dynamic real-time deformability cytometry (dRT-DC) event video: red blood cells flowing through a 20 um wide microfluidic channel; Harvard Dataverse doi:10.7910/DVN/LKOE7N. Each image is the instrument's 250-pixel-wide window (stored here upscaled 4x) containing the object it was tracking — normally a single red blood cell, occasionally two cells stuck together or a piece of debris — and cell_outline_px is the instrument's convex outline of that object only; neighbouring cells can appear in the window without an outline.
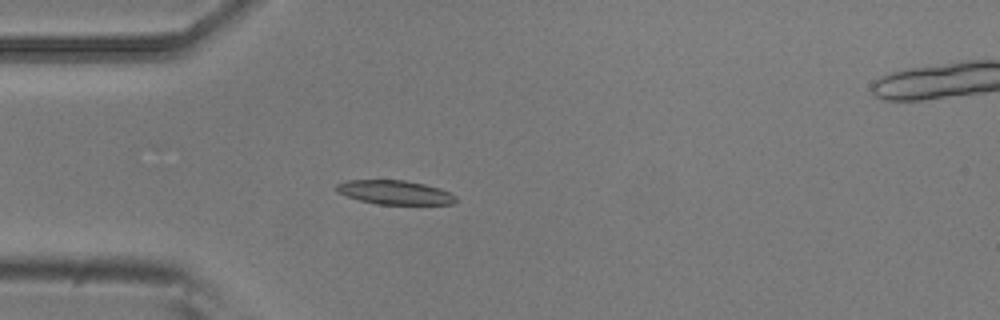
{"species": "common noctule bat (a hibernating species)", "species_latin": "Nyctalus noctula", "temperature_condition": "room temperature", "stored_images_in_passage": 4, "camera_frame_rate_fps": 3000, "um_per_image_px": 0.085, "animal": {"sex": "male", "body_mass_g": 20.5, "forearm_length_mm": 52.5}, "frame": {"image": 1, "passage_image": 4, "time_ms": 1.0, "image_size_px": [1000, 320], "cell_outline_px": [[456, 200], [452, 204], [376, 204], [360, 200], [336, 192], [336, 184], [344, 180], [404, 180], [424, 184], [440, 188], [456, 196]], "centroid_in_image_um": [33.53, 16.34], "position_along_channel_um": 51.5, "area_um2": 16.65}}